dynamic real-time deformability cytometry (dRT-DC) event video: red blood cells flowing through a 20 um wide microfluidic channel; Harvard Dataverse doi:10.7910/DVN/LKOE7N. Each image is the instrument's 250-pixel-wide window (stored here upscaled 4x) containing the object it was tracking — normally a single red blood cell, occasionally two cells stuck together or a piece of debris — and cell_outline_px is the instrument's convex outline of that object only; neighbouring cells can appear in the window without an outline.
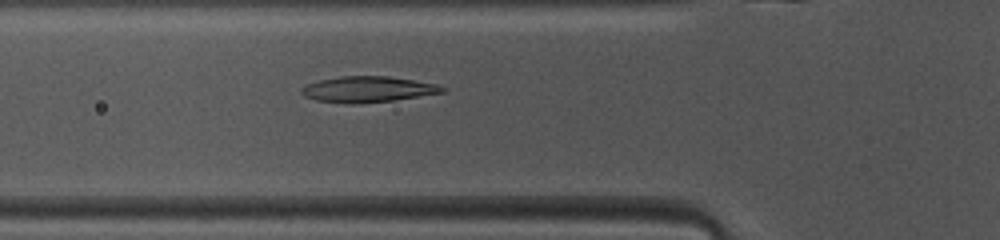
{"species": "common noctule bat (a hibernating species)", "species_latin": "Nyctalus noctula", "temperature_condition": "warm", "stored_images_in_passage": 46, "camera_frame_rate_fps": 3000, "um_per_image_px": 0.085, "animal": {"sex": "female", "body_mass_g": 10.0, "forearm_length_mm": 53.1}, "frame": {"image": 1, "passage_image": 14, "time_ms": 4.333, "image_size_px": [1000, 240], "cell_outline_px": [[448, 88], [444, 92], [396, 100], [360, 104], [348, 104], [316, 100], [304, 96], [300, 92], [300, 88], [308, 84], [320, 80], [340, 76], [388, 76], [436, 84]], "centroid_in_image_um": [31.26, 7.6], "position_along_channel_um": 94.5, "area_um2": 21.33}}
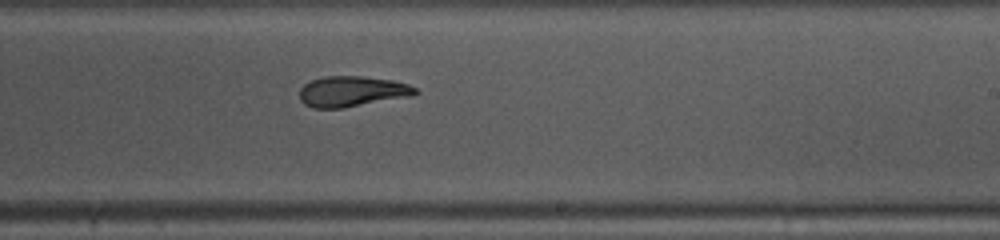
{"frame": {"image": 2, "passage_image": 26, "time_ms": 8.333, "image_size_px": [1000, 240], "cell_outline_px": [[420, 92], [412, 96], [344, 108], [312, 108], [304, 104], [300, 100], [300, 88], [304, 84], [312, 80], [324, 76], [364, 76], [392, 80], [408, 84], [416, 88]], "centroid_in_image_um": [29.93, 7.77], "position_along_channel_um": 259.1, "area_um2": 20.81}}
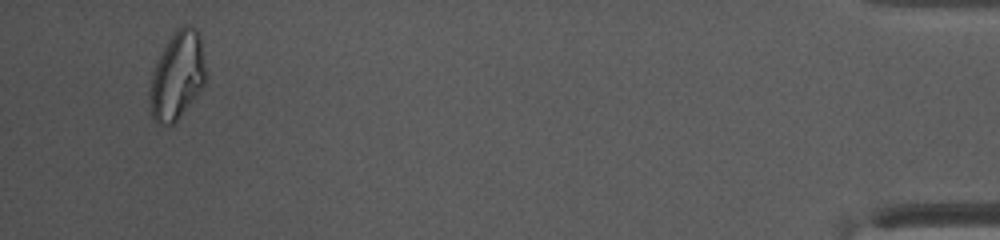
{"frame": {"image": 3, "passage_image": 44, "time_ms": 14.333, "image_size_px": [1000, 240], "cell_outline_px": [[208, 76], [200, 92], [180, 116], [172, 124], [156, 124], [152, 116], [148, 96], [148, 92], [152, 72], [168, 40], [176, 28], [184, 24], [192, 24], [200, 32]], "centroid_in_image_um": [15.09, 6.39], "position_along_channel_um": 420.1, "area_um2": 29.25}, "authors_computed_cell_mechanics": {"area_um2": 21.5594, "velocity_mm_per_s": 4.1102, "shape_relaxation_time_tau1_ms": 7.114, "shape_relaxation_time_tau2_ms": 2.7309, "deformation_change_tau1": 0.2257, "deformation_change_tau2": 0.0916}}